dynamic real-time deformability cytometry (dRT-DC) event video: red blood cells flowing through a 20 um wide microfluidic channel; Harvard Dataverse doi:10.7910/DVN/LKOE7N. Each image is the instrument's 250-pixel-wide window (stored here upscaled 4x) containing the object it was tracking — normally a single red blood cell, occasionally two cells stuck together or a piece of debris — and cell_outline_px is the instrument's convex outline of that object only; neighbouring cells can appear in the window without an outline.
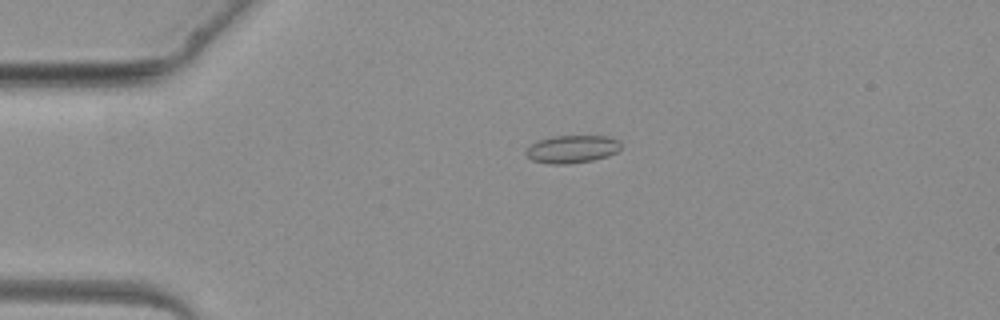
{"species": "common noctule bat (a hibernating species)", "species_latin": "Nyctalus noctula", "temperature_condition": "warm", "stored_images_in_passage": 4, "camera_frame_rate_fps": 3000, "um_per_image_px": 0.085, "animal": {"sex": "female", "body_mass_g": 19.3, "forearm_length_mm": 54.1}, "frame": {"image": 1, "passage_image": 3, "time_ms": 3.0, "image_size_px": [1000, 320], "cell_outline_px": [[620, 148], [616, 152], [608, 156], [592, 160], [568, 164], [552, 164], [532, 160], [524, 152], [532, 144], [540, 140], [552, 136], [608, 136], [616, 140], [620, 144]], "centroid_in_image_um": [48.62, 12.68], "position_along_channel_um": 36.4, "area_um2": 15.14}}
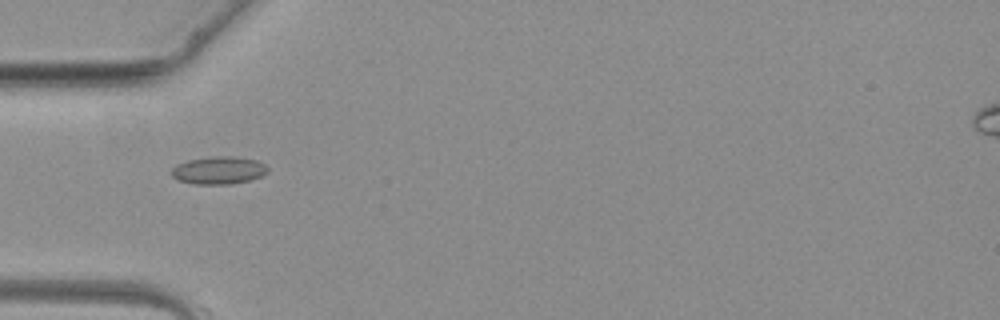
{"frame": {"image": 2, "passage_image": 4, "time_ms": 4.333, "image_size_px": [1000, 320], "cell_outline_px": [[268, 172], [260, 176], [248, 180], [228, 184], [196, 184], [176, 180], [168, 172], [176, 164], [188, 160], [212, 156], [236, 156], [256, 160], [264, 164], [268, 168]], "centroid_in_image_um": [18.53, 14.47], "position_along_channel_um": 66.5, "area_um2": 15.61}}